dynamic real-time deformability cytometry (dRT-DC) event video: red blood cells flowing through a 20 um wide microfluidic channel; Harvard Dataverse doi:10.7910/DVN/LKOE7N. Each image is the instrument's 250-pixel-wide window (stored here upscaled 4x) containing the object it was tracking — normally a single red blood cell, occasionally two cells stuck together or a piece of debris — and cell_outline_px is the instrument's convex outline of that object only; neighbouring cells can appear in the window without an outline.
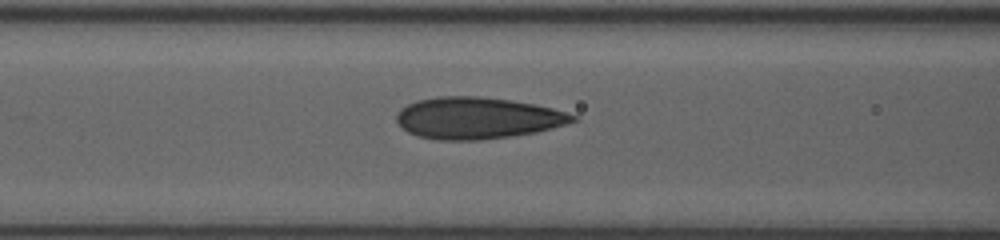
{"species": "human", "species_latin": "Homo sapiens", "temperature_condition": "room temperature", "stored_images_in_passage": 42, "camera_frame_rate_fps": 3000, "um_per_image_px": 0.085, "donor": {"sex": "female"}, "frame": {"image": 1, "passage_image": 18, "time_ms": 5.667, "image_size_px": [1000, 240], "cell_outline_px": [[580, 120], [552, 128], [536, 132], [480, 140], [436, 140], [416, 136], [408, 132], [396, 120], [396, 116], [400, 108], [416, 100], [436, 96], [480, 96], [512, 100], [552, 108], [576, 116]], "centroid_in_image_um": [40.55, 10.03], "position_along_channel_um": 126.1, "area_um2": 42.77}}
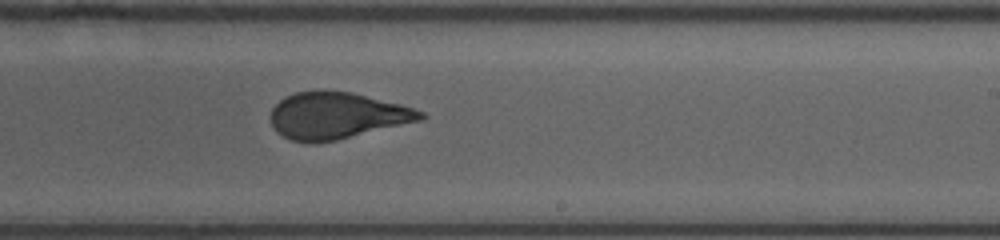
{"frame": {"image": 2, "passage_image": 28, "time_ms": 9.0, "image_size_px": [1000, 240], "cell_outline_px": [[428, 116], [424, 120], [336, 140], [288, 140], [276, 132], [272, 124], [272, 108], [280, 100], [296, 92], [352, 92], [400, 104], [424, 112]], "centroid_in_image_um": [28.69, 9.83], "position_along_channel_um": 260.3, "area_um2": 39.77}}
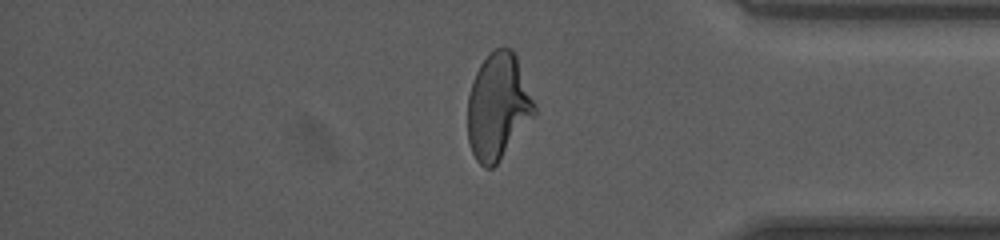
{"frame": {"image": 3, "passage_image": 39, "time_ms": 12.667, "image_size_px": [1000, 240], "cell_outline_px": [[536, 112], [496, 164], [492, 168], [484, 168], [476, 160], [472, 152], [468, 140], [468, 96], [472, 80], [480, 64], [488, 52], [496, 48], [512, 48], [516, 56], [536, 108]], "centroid_in_image_um": [42.29, 9.03], "position_along_channel_um": 392.9, "area_um2": 40.75}}